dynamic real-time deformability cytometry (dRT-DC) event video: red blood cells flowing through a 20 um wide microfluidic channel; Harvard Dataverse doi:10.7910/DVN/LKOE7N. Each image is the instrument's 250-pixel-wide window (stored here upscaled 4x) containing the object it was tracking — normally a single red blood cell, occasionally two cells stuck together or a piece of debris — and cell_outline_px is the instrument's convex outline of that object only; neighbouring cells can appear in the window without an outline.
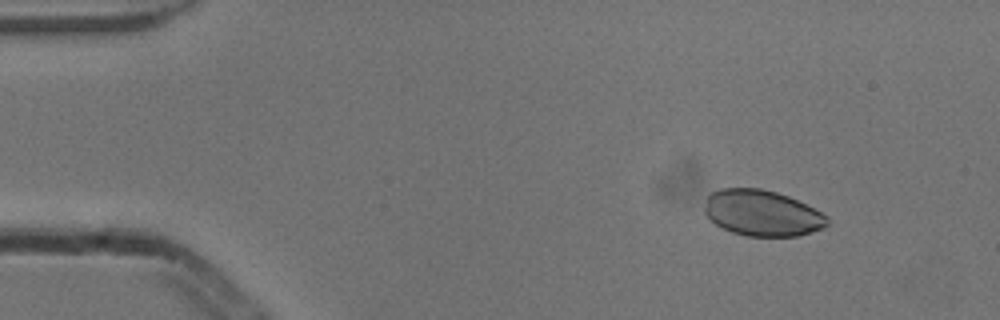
{"species": "common noctule bat (a hibernating species)", "species_latin": "Nyctalus noctula", "temperature_condition": "cold", "stored_images_in_passage": 6, "camera_frame_rate_fps": 3000, "um_per_image_px": 0.085, "animal": {"sex": "male", "body_mass_g": 13.3}, "frame": {"image": 1, "passage_image": 2, "time_ms": 0.333, "image_size_px": [1000, 320], "cell_outline_px": [[828, 224], [824, 228], [800, 236], [748, 236], [732, 232], [708, 220], [704, 212], [704, 208], [708, 196], [712, 192], [720, 188], [760, 188], [776, 192], [788, 196], [828, 216]], "centroid_in_image_um": [64.76, 18.12], "position_along_channel_um": 20.2, "area_um2": 32.83}}